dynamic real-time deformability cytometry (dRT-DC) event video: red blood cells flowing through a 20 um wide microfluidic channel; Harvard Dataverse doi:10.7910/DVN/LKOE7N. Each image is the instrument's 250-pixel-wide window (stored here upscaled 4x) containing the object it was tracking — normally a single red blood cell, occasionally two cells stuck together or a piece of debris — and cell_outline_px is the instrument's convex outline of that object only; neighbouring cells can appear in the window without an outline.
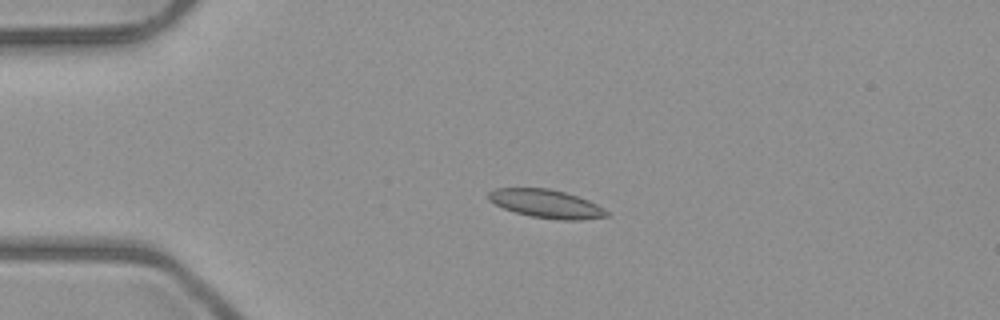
{"species": "common noctule bat (a hibernating species)", "species_latin": "Nyctalus noctula", "temperature_condition": "room temperature", "stored_images_in_passage": 4, "camera_frame_rate_fps": 3000, "um_per_image_px": 0.085, "animal": {"sex": "male", "body_mass_g": 23.1, "forearm_length_mm": 52.7}, "frame": {"image": 1, "passage_image": 4, "time_ms": 3.667, "image_size_px": [1000, 320], "cell_outline_px": [[608, 216], [580, 220], [556, 220], [532, 216], [516, 212], [504, 208], [488, 200], [488, 192], [496, 188], [548, 188], [564, 192], [588, 200], [604, 208], [608, 212]], "centroid_in_image_um": [46.43, 17.32], "position_along_channel_um": 38.6, "area_um2": 19.36}}